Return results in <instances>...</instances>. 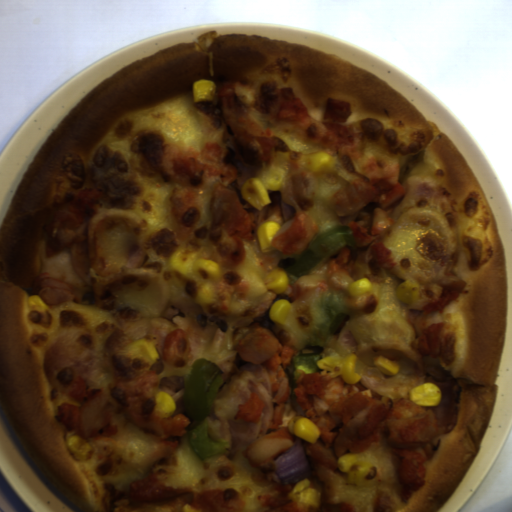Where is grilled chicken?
<instances>
[{"instance_id":"obj_5","label":"grilled chicken","mask_w":512,"mask_h":512,"mask_svg":"<svg viewBox=\"0 0 512 512\" xmlns=\"http://www.w3.org/2000/svg\"><path fill=\"white\" fill-rule=\"evenodd\" d=\"M191 338L185 329L170 331L163 342L162 355L173 366L186 367L190 361Z\"/></svg>"},{"instance_id":"obj_2","label":"grilled chicken","mask_w":512,"mask_h":512,"mask_svg":"<svg viewBox=\"0 0 512 512\" xmlns=\"http://www.w3.org/2000/svg\"><path fill=\"white\" fill-rule=\"evenodd\" d=\"M276 293L267 292L245 314L231 321V347L240 365L261 364L273 400V414L264 436L248 444L242 455L256 471H273L274 459L300 440L311 475L310 487L320 491L318 508L288 496L295 484H271L257 500L271 512H359L341 499L340 457L385 450L393 462L390 480L373 495L374 512L406 510L424 486L437 453L442 426L430 406L410 397L391 398L365 387L359 380L346 384L328 370L305 372L294 378V400L286 366L298 349L287 330L269 312ZM313 421L321 434L313 445L289 432L293 417Z\"/></svg>"},{"instance_id":"obj_4","label":"grilled chicken","mask_w":512,"mask_h":512,"mask_svg":"<svg viewBox=\"0 0 512 512\" xmlns=\"http://www.w3.org/2000/svg\"><path fill=\"white\" fill-rule=\"evenodd\" d=\"M466 283L467 279L450 272L438 281L415 283L418 297L414 303H406V320L412 321L416 332L409 347L422 354V358L439 360L443 368L453 365L458 342L449 323L435 324V315L465 293Z\"/></svg>"},{"instance_id":"obj_3","label":"grilled chicken","mask_w":512,"mask_h":512,"mask_svg":"<svg viewBox=\"0 0 512 512\" xmlns=\"http://www.w3.org/2000/svg\"><path fill=\"white\" fill-rule=\"evenodd\" d=\"M50 383L75 404H61L57 422L96 451L94 470L105 512H246L236 488L188 489L177 477V449L191 420L184 415L185 374L158 364L139 378H122L81 344L46 347ZM176 409L163 419L158 391Z\"/></svg>"},{"instance_id":"obj_6","label":"grilled chicken","mask_w":512,"mask_h":512,"mask_svg":"<svg viewBox=\"0 0 512 512\" xmlns=\"http://www.w3.org/2000/svg\"><path fill=\"white\" fill-rule=\"evenodd\" d=\"M266 402L254 391L248 395L246 402L238 404L233 420L257 422L261 419Z\"/></svg>"},{"instance_id":"obj_1","label":"grilled chicken","mask_w":512,"mask_h":512,"mask_svg":"<svg viewBox=\"0 0 512 512\" xmlns=\"http://www.w3.org/2000/svg\"><path fill=\"white\" fill-rule=\"evenodd\" d=\"M214 84L212 100L192 106L200 147L144 128L131 138L135 167L146 177L173 182L169 210L180 250L191 249L221 268L217 300L208 310L227 312L234 299L246 298L250 286L240 270L245 241L270 272L279 260L303 254L328 224L349 228L356 248L344 246L286 290L316 298L341 290L352 314L373 310L397 264L381 238L395 225L391 214L406 196L400 161L369 156L360 127L312 117L297 93L275 79ZM321 151L337 159L330 172L310 167L311 155ZM270 167L283 168L286 176L279 191L267 190L272 203L260 211L240 189ZM267 221L281 228L272 239L277 250L262 254L257 228ZM365 277L370 291L350 297V282Z\"/></svg>"}]
</instances>
